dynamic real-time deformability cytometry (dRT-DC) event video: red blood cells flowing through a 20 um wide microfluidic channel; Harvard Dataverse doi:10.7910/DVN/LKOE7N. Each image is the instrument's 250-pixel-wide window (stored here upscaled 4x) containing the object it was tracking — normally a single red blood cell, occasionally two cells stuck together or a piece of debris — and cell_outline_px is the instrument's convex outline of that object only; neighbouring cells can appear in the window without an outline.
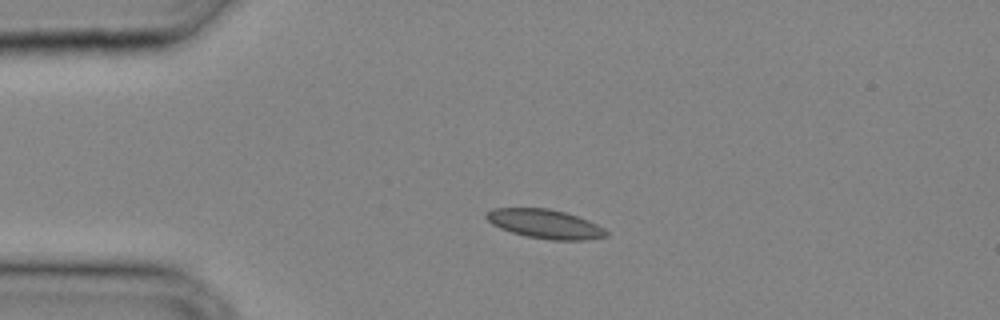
{"species": "common noctule bat (a hibernating species)", "species_latin": "Nyctalus noctula", "temperature_condition": "cold", "stored_images_in_passage": 26, "camera_frame_rate_fps": 3000, "um_per_image_px": 0.085, "animal": {"sex": "male", "body_mass_g": 20.4}, "frame": {"image": 1, "passage_image": 1, "time_ms": 0.0, "image_size_px": [1000, 320], "cell_outline_px": [[608, 236], [584, 240], [552, 240], [528, 236], [512, 232], [500, 228], [492, 224], [484, 216], [484, 212], [492, 208], [548, 208], [564, 212], [588, 220], [604, 228], [608, 232]], "centroid_in_image_um": [46.3, 19.02], "position_along_channel_um": 38.7, "area_um2": 20.23}}
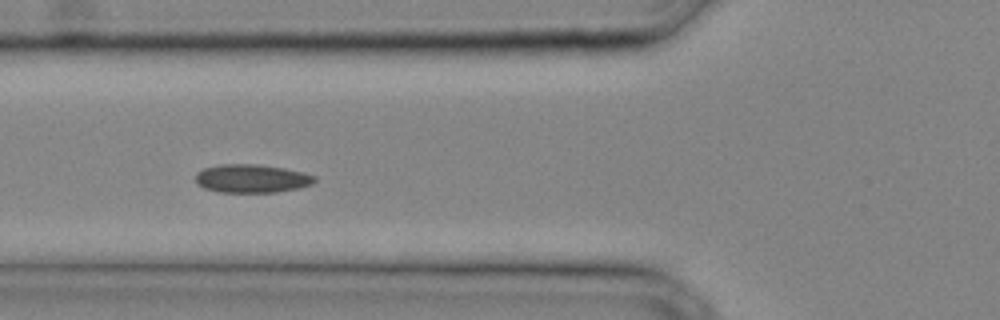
{"frame": {"image": 2, "passage_image": 6, "time_ms": 1.667, "image_size_px": [1000, 320], "cell_outline_px": [[316, 180], [312, 184], [296, 188], [276, 192], [220, 192], [204, 188], [196, 180], [196, 172], [204, 168], [220, 164], [256, 164], [284, 168], [304, 172], [316, 176]], "centroid_in_image_um": [21.41, 15.16], "position_along_channel_um": 104.4, "area_um2": 19.59}}
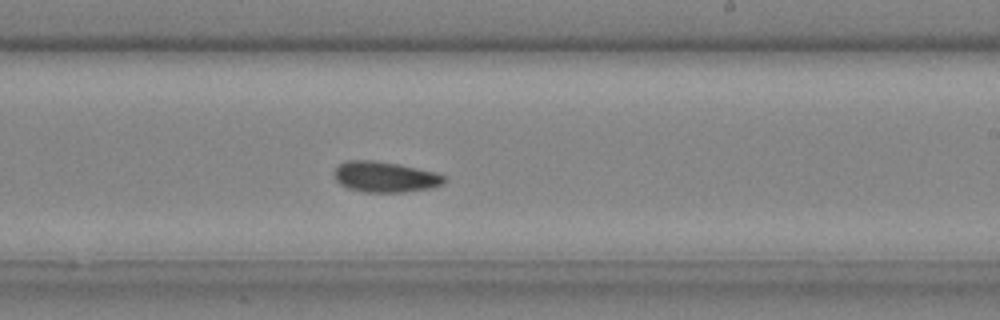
{"frame": {"image": 3, "passage_image": 14, "time_ms": 4.333, "image_size_px": [1000, 320], "cell_outline_px": [[448, 180], [444, 184], [428, 188], [404, 192], [364, 192], [348, 188], [340, 184], [336, 180], [332, 172], [340, 164], [348, 160], [372, 160], [396, 164], [436, 172], [444, 176]], "centroid_in_image_um": [32.72, 15.04], "position_along_channel_um": 256.3, "area_um2": 19.59}}